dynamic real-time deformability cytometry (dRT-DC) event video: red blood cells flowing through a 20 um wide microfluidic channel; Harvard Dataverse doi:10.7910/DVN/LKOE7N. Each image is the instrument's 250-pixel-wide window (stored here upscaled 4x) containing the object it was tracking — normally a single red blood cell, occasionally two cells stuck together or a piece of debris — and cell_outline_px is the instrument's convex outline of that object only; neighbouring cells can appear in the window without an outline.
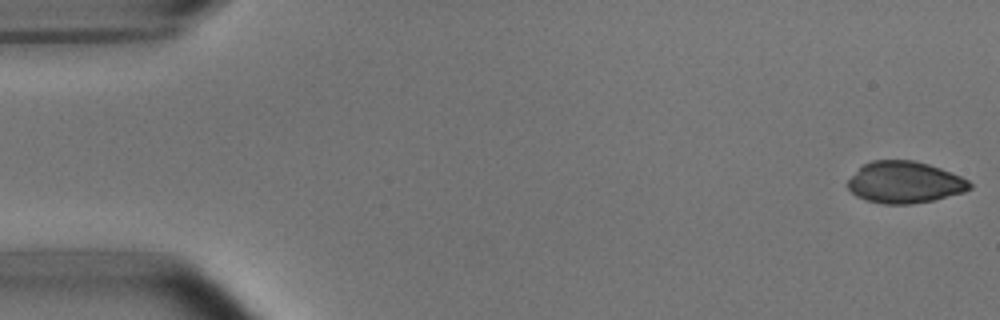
{"species": "common noctule bat (a hibernating species)", "species_latin": "Nyctalus noctula", "temperature_condition": "room temperature", "stored_images_in_passage": 52, "camera_frame_rate_fps": 3000, "um_per_image_px": 0.085, "animal": {"sex": "male", "body_mass_g": 15.6}, "frame": {"image": 1, "passage_image": 1, "time_ms": 0.0, "image_size_px": [1000, 320], "cell_outline_px": [[972, 188], [964, 192], [932, 200], [912, 204], [884, 204], [864, 200], [856, 196], [848, 188], [848, 180], [864, 164], [872, 160], [916, 160], [940, 168], [960, 176], [968, 180], [972, 184]], "centroid_in_image_um": [76.9, 15.5], "position_along_channel_um": 8.1, "area_um2": 29.54}}
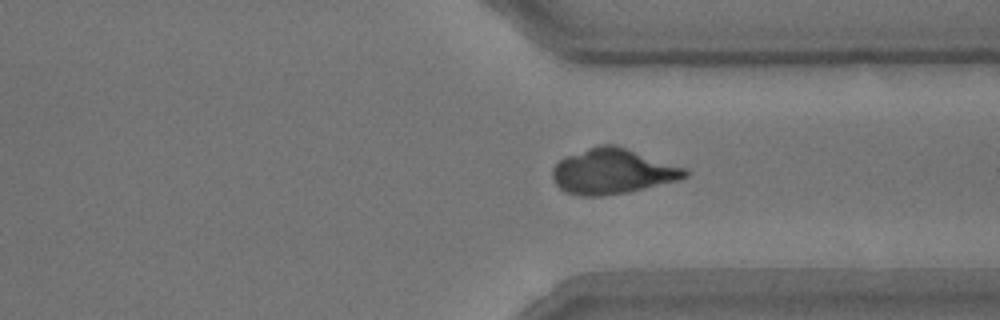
{"frame": {"image": 2, "passage_image": 39, "time_ms": 12.667, "image_size_px": [1000, 320], "cell_outline_px": [[688, 176], [676, 180], [628, 192], [600, 196], [580, 196], [564, 192], [556, 184], [552, 176], [552, 168], [560, 160], [568, 156], [588, 148], [600, 144], [616, 144], [688, 168]], "centroid_in_image_um": [52.08, 14.56], "position_along_channel_um": 359.3, "area_um2": 34.97}}
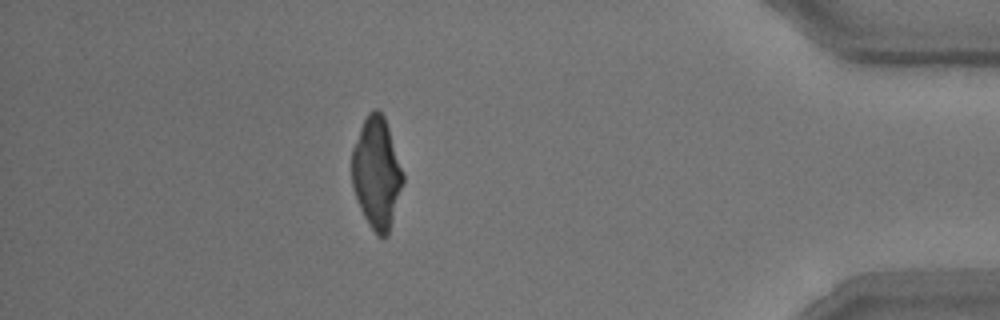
{"frame": {"image": 3, "passage_image": 46, "time_ms": 15.0, "image_size_px": [1000, 320], "cell_outline_px": [[404, 180], [388, 236], [376, 236], [364, 216], [356, 200], [352, 184], [352, 148], [360, 128], [368, 112], [372, 108], [376, 108], [384, 116], [404, 172]], "centroid_in_image_um": [32.01, 14.7], "position_along_channel_um": 403.2, "area_um2": 33.18}}